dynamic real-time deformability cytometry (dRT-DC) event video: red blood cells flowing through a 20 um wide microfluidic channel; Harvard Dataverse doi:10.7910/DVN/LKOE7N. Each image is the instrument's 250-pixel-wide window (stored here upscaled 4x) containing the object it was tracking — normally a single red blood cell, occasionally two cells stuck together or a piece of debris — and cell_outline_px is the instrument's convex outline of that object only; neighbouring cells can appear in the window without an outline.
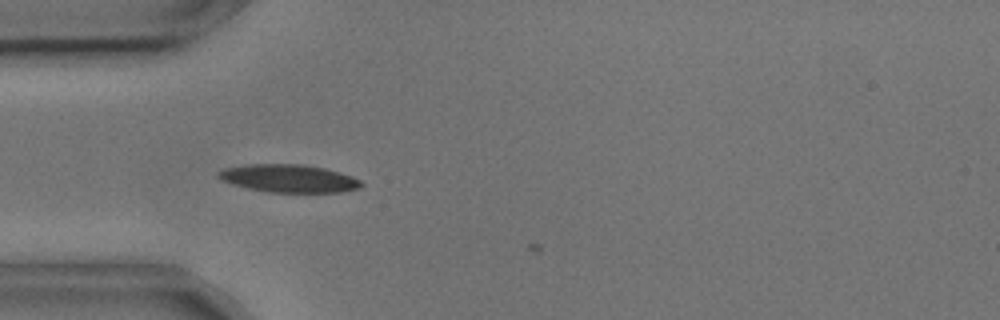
{"species": "common noctule bat (a hibernating species)", "species_latin": "Nyctalus noctula", "temperature_condition": "cold", "stored_images_in_passage": 7, "camera_frame_rate_fps": 3000, "um_per_image_px": 0.085, "animal": {"sex": "male", "body_mass_g": 17.9, "forearm_length_mm": 54.2}, "frame": {"image": 1, "passage_image": 6, "time_ms": 1.667, "image_size_px": [1000, 320], "cell_outline_px": [[364, 184], [360, 188], [340, 192], [268, 192], [248, 188], [220, 180], [216, 176], [216, 172], [224, 168], [244, 164], [304, 164], [324, 168], [340, 172], [352, 176], [360, 180]], "centroid_in_image_um": [24.53, 15.16], "position_along_channel_um": 60.5, "area_um2": 23.35}}